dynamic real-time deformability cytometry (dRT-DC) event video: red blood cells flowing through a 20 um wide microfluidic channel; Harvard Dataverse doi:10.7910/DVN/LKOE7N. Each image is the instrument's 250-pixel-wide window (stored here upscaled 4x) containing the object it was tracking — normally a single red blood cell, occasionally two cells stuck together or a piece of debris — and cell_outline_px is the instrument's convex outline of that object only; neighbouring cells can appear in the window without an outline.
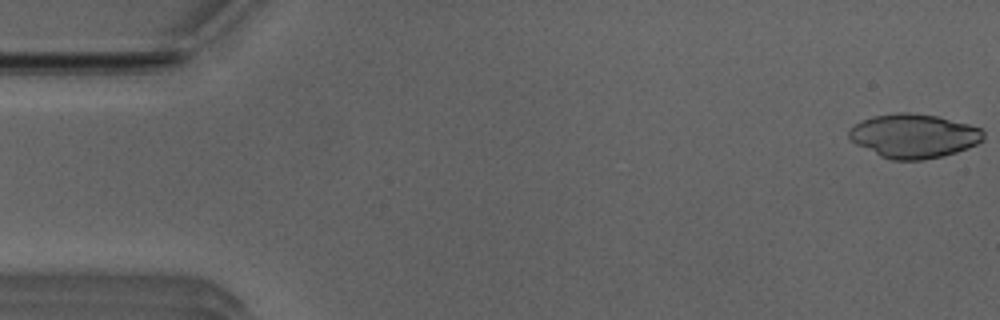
{"species": "Egyptian fruit bat (a non-hibernating species)", "species_latin": "Rousettus aegyptiacus", "temperature_condition": "room temperature", "stored_images_in_passage": 12, "camera_frame_rate_fps": 3000, "um_per_image_px": 0.085, "animal": {"sex": "male"}, "frame": {"image": 1, "passage_image": 1, "time_ms": 0.0, "image_size_px": [1000, 320], "cell_outline_px": [[984, 140], [968, 148], [944, 156], [924, 160], [892, 160], [880, 156], [856, 144], [848, 136], [848, 128], [860, 120], [872, 116], [896, 112], [912, 112], [940, 116], [984, 128]], "centroid_in_image_um": [77.69, 11.54], "position_along_channel_um": 7.3, "area_um2": 35.08}}